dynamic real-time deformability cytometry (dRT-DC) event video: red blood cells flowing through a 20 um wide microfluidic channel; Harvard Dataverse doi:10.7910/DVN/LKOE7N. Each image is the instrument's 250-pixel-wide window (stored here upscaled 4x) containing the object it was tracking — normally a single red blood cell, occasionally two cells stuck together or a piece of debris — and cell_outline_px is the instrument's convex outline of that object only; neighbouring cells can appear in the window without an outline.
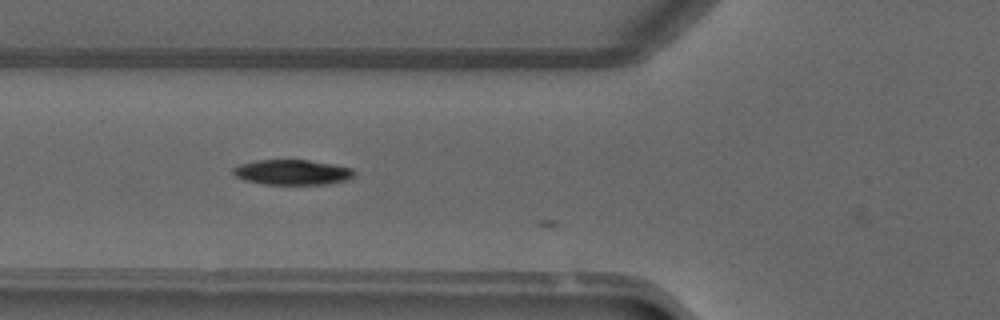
{"species": "common noctule bat (a hibernating species)", "species_latin": "Nyctalus noctula", "temperature_condition": "warm", "stored_images_in_passage": 10, "camera_frame_rate_fps": 3000, "um_per_image_px": 0.085, "animal": {"sex": "male", "forearm_length_mm": 52.5}, "frame": {"image": 1, "passage_image": 8, "time_ms": 2.333, "image_size_px": [1000, 320], "cell_outline_px": [[356, 172], [352, 176], [344, 180], [328, 184], [264, 184], [244, 180], [232, 176], [232, 168], [240, 164], [256, 160], [308, 160], [332, 164], [352, 168]], "centroid_in_image_um": [24.78, 14.64], "position_along_channel_um": 101.0, "area_um2": 17.74}}